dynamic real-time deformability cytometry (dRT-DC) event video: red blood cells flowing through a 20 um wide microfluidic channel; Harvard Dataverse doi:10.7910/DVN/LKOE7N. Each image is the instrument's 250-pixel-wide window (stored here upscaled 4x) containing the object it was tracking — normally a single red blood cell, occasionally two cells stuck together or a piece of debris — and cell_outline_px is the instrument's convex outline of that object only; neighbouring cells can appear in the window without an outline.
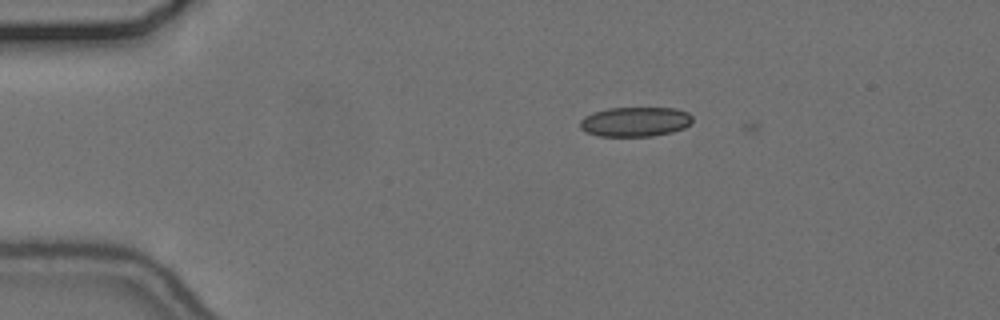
{"species": "common noctule bat (a hibernating species)", "species_latin": "Nyctalus noctula", "temperature_condition": "cold", "stored_images_in_passage": 5, "camera_frame_rate_fps": 3000, "um_per_image_px": 0.085, "animal": {"sex": "female", "body_mass_g": 24.6, "forearm_length_mm": 56.2}, "frame": {"image": 1, "passage_image": 4, "time_ms": 1.0, "image_size_px": [1000, 320], "cell_outline_px": [[692, 120], [684, 128], [672, 132], [652, 136], [600, 136], [584, 132], [580, 128], [580, 120], [584, 116], [592, 112], [608, 108], [676, 108], [688, 112], [692, 116]], "centroid_in_image_um": [53.96, 10.34], "position_along_channel_um": 31.0, "area_um2": 19.54}}